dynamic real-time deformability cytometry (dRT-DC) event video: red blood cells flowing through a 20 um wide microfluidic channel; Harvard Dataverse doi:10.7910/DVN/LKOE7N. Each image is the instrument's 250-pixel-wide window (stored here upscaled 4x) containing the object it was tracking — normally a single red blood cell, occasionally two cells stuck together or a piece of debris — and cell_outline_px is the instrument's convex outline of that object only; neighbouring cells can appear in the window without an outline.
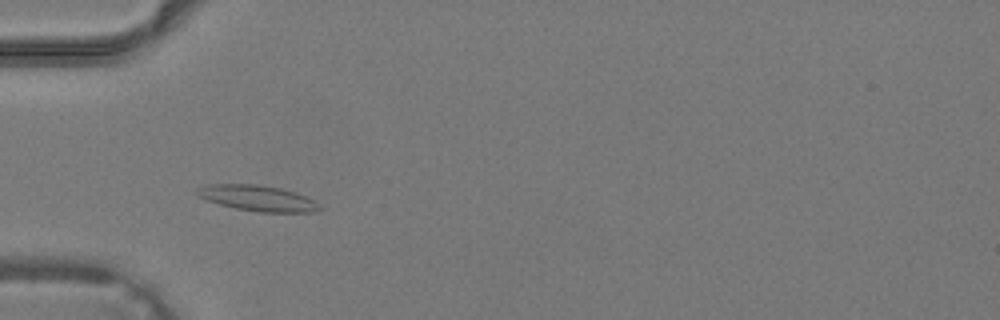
{"species": "common noctule bat (a hibernating species)", "species_latin": "Nyctalus noctula", "temperature_condition": "warm", "stored_images_in_passage": 31, "camera_frame_rate_fps": 3000, "um_per_image_px": 0.085, "animal": {"sex": "male", "body_mass_g": 19.2, "forearm_length_mm": 51.8}, "frame": {"image": 1, "passage_image": 5, "time_ms": 1.333, "image_size_px": [1000, 320], "cell_outline_px": [[324, 208], [316, 212], [260, 212], [236, 208], [220, 204], [196, 196], [192, 192], [196, 188], [208, 184], [260, 184], [280, 188], [296, 192], [312, 200]], "centroid_in_image_um": [21.86, 16.83], "position_along_channel_um": 63.1, "area_um2": 18.5}}
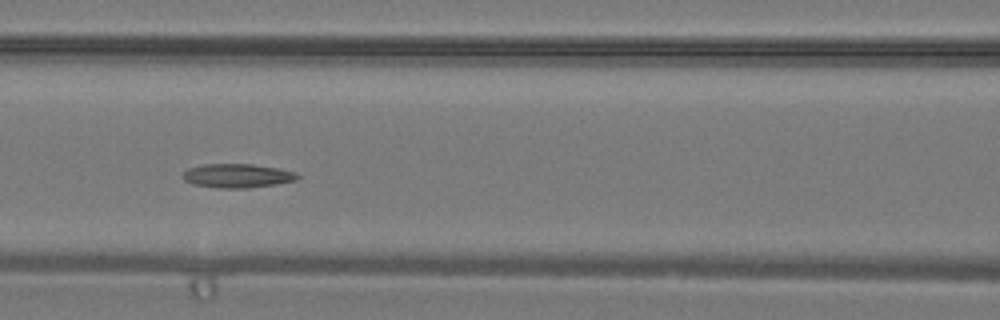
{"frame": {"image": 2, "passage_image": 10, "time_ms": 3.0, "image_size_px": [1000, 320], "cell_outline_px": [[300, 176], [296, 180], [276, 184], [248, 188], [220, 188], [192, 184], [184, 180], [184, 172], [188, 168], [204, 164], [252, 164], [276, 168], [296, 172]], "centroid_in_image_um": [20.18, 14.94], "position_along_channel_um": 146.4, "area_um2": 15.9}}
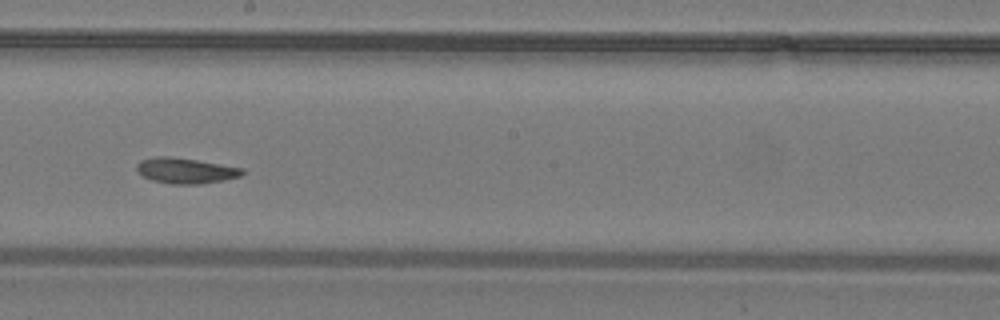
{"frame": {"image": 3, "passage_image": 15, "time_ms": 4.667, "image_size_px": [1000, 320], "cell_outline_px": [[244, 172], [240, 176], [224, 180], [200, 184], [172, 184], [152, 180], [144, 176], [136, 168], [136, 164], [140, 160], [156, 156], [168, 156], [196, 160], [244, 168]], "centroid_in_image_um": [15.78, 14.5], "position_along_channel_um": 232.4, "area_um2": 15.61}}